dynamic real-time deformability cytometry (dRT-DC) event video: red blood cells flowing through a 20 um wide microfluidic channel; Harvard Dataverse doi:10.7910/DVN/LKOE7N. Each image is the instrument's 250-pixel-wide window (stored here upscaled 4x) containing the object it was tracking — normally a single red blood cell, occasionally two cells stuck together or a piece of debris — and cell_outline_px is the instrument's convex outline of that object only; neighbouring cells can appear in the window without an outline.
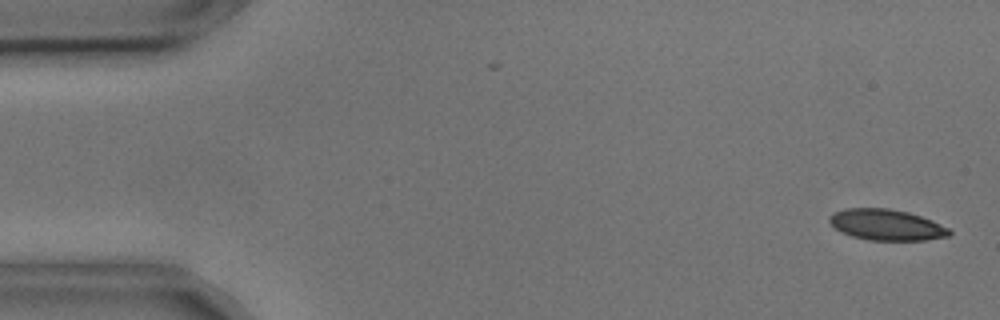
{"species": "common noctule bat (a hibernating species)", "species_latin": "Nyctalus noctula", "temperature_condition": "cold", "stored_images_in_passage": 2, "camera_frame_rate_fps": 3000, "um_per_image_px": 0.085, "animal": {"sex": "male", "body_mass_g": 17.9, "forearm_length_mm": 54.2}, "frame": {"image": 1, "passage_image": 2, "time_ms": 0.333, "image_size_px": [1000, 320], "cell_outline_px": [[952, 232], [948, 236], [924, 240], [868, 240], [852, 236], [840, 232], [828, 220], [828, 216], [844, 208], [888, 208], [908, 212], [932, 220], [948, 228]], "centroid_in_image_um": [75.33, 19.1], "position_along_channel_um": 9.7, "area_um2": 21.56}}